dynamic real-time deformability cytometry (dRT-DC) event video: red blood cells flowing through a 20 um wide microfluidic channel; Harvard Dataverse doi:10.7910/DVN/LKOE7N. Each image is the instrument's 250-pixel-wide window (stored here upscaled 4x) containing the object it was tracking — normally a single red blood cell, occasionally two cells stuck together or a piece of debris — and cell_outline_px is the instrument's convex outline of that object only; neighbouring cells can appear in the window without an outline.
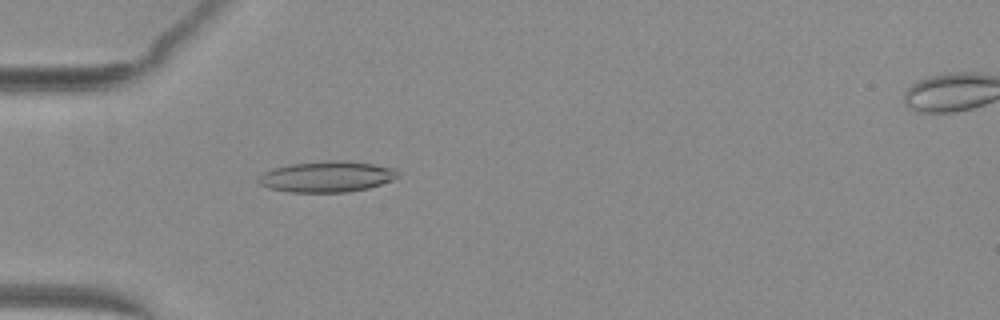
{"species": "common noctule bat (a hibernating species)", "species_latin": "Nyctalus noctula", "temperature_condition": "warm", "stored_images_in_passage": 52, "camera_frame_rate_fps": 3000, "um_per_image_px": 0.085, "animal": {"sex": "female", "body_mass_g": 29.2, "forearm_length_mm": 56.3}, "frame": {"image": 1, "passage_image": 17, "time_ms": 5.333, "image_size_px": [1000, 320], "cell_outline_px": [[400, 176], [392, 180], [368, 188], [348, 192], [288, 192], [268, 188], [260, 184], [256, 180], [256, 176], [272, 168], [288, 164], [328, 160], [344, 160], [372, 164], [396, 168], [400, 172]], "centroid_in_image_um": [27.76, 15.01], "position_along_channel_um": 57.2, "area_um2": 25.49}}
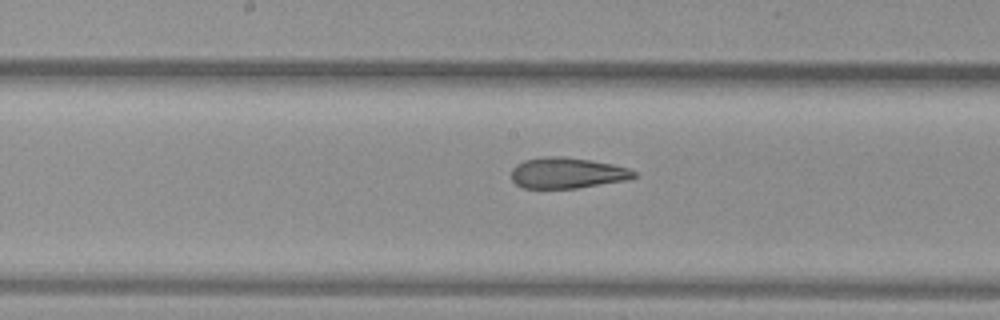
{"frame": {"image": 2, "passage_image": 28, "time_ms": 9.0, "image_size_px": [1000, 320], "cell_outline_px": [[636, 176], [628, 180], [576, 188], [524, 188], [516, 184], [512, 180], [512, 168], [516, 164], [524, 160], [544, 156], [564, 156], [592, 160], [612, 164], [628, 168], [636, 172]], "centroid_in_image_um": [48.2, 14.69], "position_along_channel_um": 200.0, "area_um2": 22.14}}
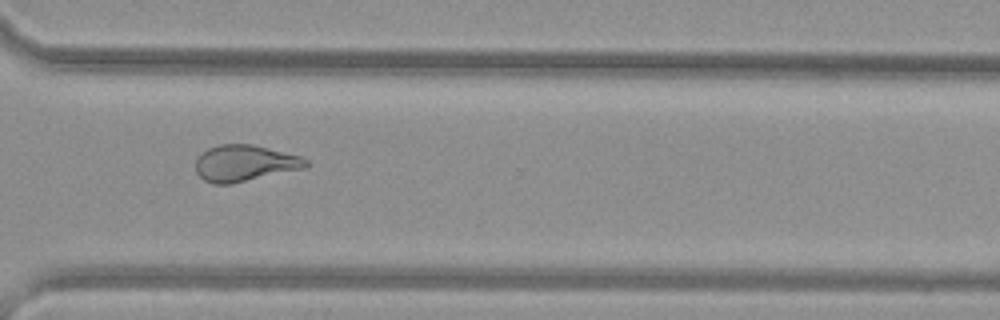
{"frame": {"image": 3, "passage_image": 39, "time_ms": 12.667, "image_size_px": [1000, 320], "cell_outline_px": [[308, 164], [304, 168], [232, 184], [212, 184], [204, 180], [196, 172], [196, 160], [208, 148], [220, 144], [252, 144], [300, 156], [308, 160]], "centroid_in_image_um": [20.79, 13.88], "position_along_channel_um": 349.8, "area_um2": 23.18}, "authors_computed_cell_mechanics": {"area_um2": 24.1315, "velocity_mm_per_s": 4.1029, "shape_relaxation_time_tau1_ms": null, "shape_relaxation_time_tau2_ms": 2.4161, "deformation_change_tau1": null, "deformation_change_tau2": 0.1176}}